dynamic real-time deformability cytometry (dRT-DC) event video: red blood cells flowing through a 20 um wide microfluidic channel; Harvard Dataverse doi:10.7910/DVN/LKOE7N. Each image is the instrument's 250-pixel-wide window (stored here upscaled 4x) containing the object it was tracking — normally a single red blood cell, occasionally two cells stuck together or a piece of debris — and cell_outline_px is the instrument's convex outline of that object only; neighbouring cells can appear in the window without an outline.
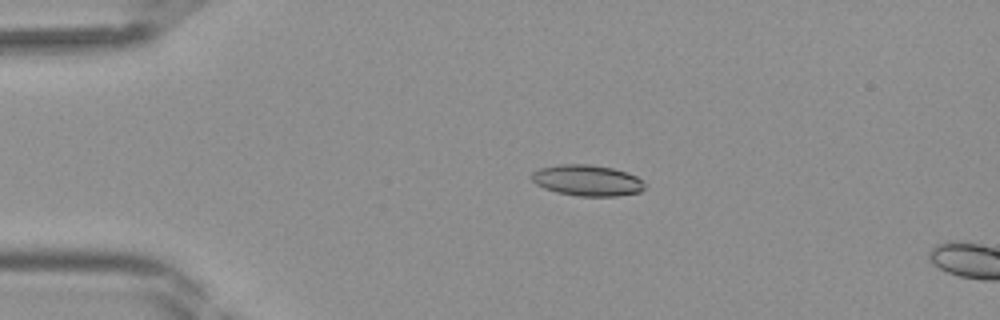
{"species": "Egyptian fruit bat (a non-hibernating species)", "species_latin": "Rousettus aegyptiacus", "temperature_condition": "room temperature", "stored_images_in_passage": 11, "camera_frame_rate_fps": 3000, "um_per_image_px": 0.085, "frame": {"image": 1, "passage_image": 8, "time_ms": 2.333, "image_size_px": [1000, 320], "cell_outline_px": [[644, 188], [640, 192], [616, 196], [576, 196], [556, 192], [544, 188], [536, 184], [532, 180], [532, 172], [540, 168], [560, 164], [588, 164], [612, 168], [636, 176], [644, 180]], "centroid_in_image_um": [49.91, 15.34], "position_along_channel_um": 35.1, "area_um2": 20.4}}